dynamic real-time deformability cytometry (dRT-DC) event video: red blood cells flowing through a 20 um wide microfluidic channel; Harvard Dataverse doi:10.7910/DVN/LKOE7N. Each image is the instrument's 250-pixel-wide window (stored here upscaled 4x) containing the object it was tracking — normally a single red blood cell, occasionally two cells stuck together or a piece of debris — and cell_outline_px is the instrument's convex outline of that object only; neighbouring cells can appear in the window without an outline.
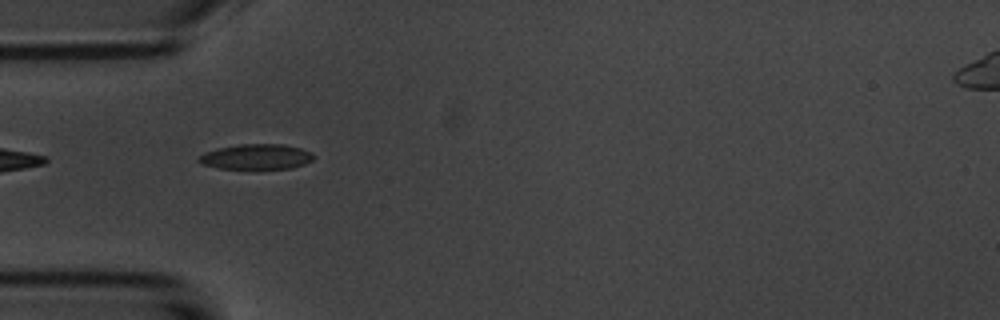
{"species": "common noctule bat (a hibernating species)", "species_latin": "Nyctalus noctula", "temperature_condition": "room temperature", "stored_images_in_passage": 2, "camera_frame_rate_fps": 3000, "um_per_image_px": 0.085, "animal": {"sex": "male", "body_mass_g": 20.1, "forearm_length_mm": 53.5}, "frame": {"image": 1, "passage_image": 1, "time_ms": 0.0, "image_size_px": [1000, 320], "cell_outline_px": [[316, 156], [312, 160], [304, 164], [292, 168], [220, 168], [204, 164], [196, 160], [204, 152], [216, 148], [240, 144], [284, 144], [300, 148], [312, 152]], "centroid_in_image_um": [21.81, 13.31], "position_along_channel_um": 63.2, "area_um2": 16.82}}